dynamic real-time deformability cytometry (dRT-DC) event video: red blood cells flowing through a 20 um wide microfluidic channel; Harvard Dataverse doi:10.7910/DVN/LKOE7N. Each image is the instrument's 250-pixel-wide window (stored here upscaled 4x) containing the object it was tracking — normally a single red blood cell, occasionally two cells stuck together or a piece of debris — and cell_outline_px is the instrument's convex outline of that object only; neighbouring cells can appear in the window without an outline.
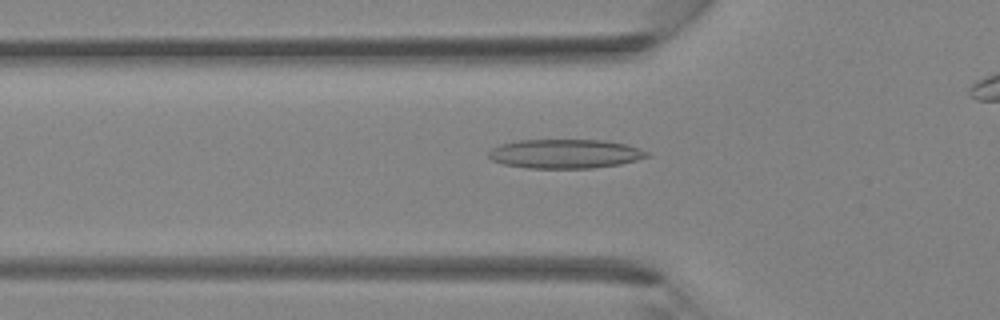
{"species": "Egyptian fruit bat (a non-hibernating species)", "species_latin": "Rousettus aegyptiacus", "temperature_condition": "room temperature", "stored_images_in_passage": 24, "camera_frame_rate_fps": 3000, "um_per_image_px": 0.085, "animal": {"sex": "female"}, "frame": {"image": 1, "passage_image": 2, "time_ms": 0.333, "image_size_px": [1000, 320], "cell_outline_px": [[652, 156], [620, 164], [592, 168], [528, 168], [504, 164], [492, 160], [488, 156], [488, 152], [492, 148], [500, 144], [520, 140], [604, 140], [624, 144], [640, 148], [648, 152]], "centroid_in_image_um": [48.05, 13.07], "position_along_channel_um": 77.8, "area_um2": 26.88}}
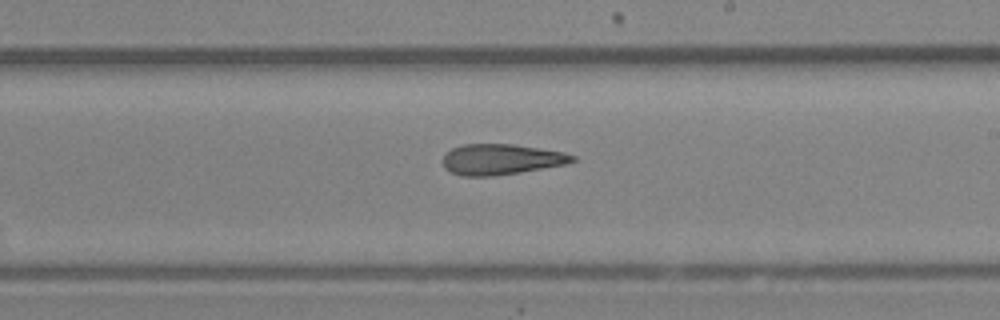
{"frame": {"image": 2, "passage_image": 12, "time_ms": 3.667, "image_size_px": [1000, 320], "cell_outline_px": [[576, 160], [568, 164], [520, 172], [492, 176], [464, 176], [452, 172], [444, 168], [444, 156], [452, 148], [464, 144], [512, 144], [564, 152], [576, 156]], "centroid_in_image_um": [42.63, 13.54], "position_along_channel_um": 246.4, "area_um2": 23.0}}
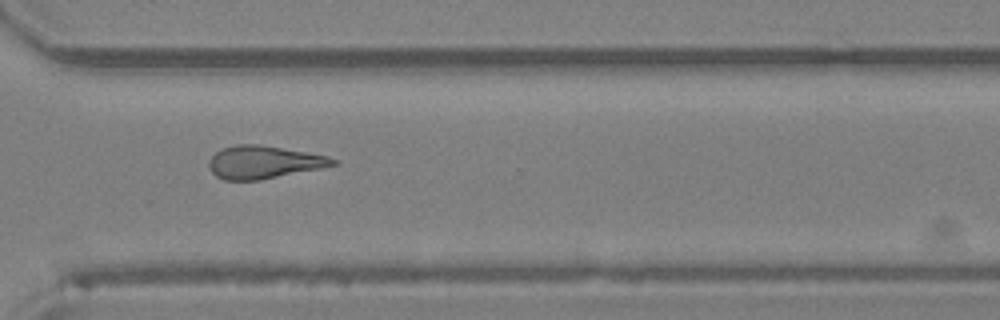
{"frame": {"image": 3, "passage_image": 18, "time_ms": 5.667, "image_size_px": [1000, 320], "cell_outline_px": [[336, 164], [320, 168], [260, 180], [224, 180], [216, 176], [212, 172], [208, 164], [208, 160], [220, 148], [236, 144], [260, 144], [328, 156], [336, 160]], "centroid_in_image_um": [22.36, 13.78], "position_along_channel_um": 348.2, "area_um2": 23.58}}